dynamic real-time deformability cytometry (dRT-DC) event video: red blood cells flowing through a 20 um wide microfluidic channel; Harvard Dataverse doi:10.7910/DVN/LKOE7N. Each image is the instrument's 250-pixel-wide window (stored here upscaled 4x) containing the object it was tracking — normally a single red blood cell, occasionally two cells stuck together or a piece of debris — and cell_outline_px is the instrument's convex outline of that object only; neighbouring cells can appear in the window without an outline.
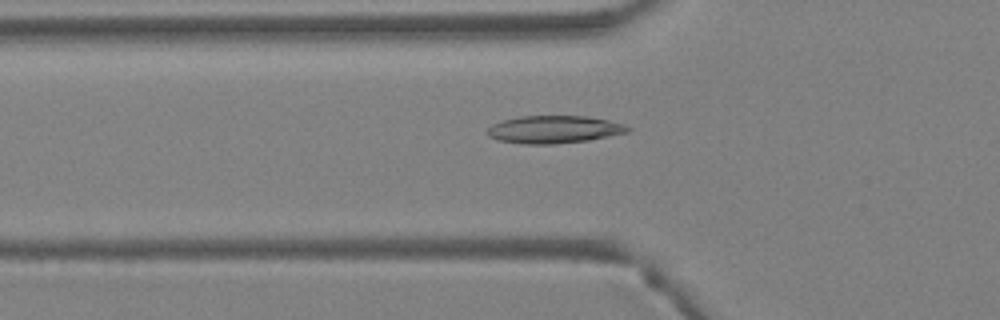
{"species": "Egyptian fruit bat (a non-hibernating species)", "species_latin": "Rousettus aegyptiacus", "temperature_condition": "warm", "stored_images_in_passage": 4, "camera_frame_rate_fps": 3000, "um_per_image_px": 0.085, "animal": {"sex": "female"}, "frame": {"image": 1, "passage_image": 4, "time_ms": 1.0, "image_size_px": [1000, 320], "cell_outline_px": [[632, 128], [628, 132], [588, 140], [552, 144], [524, 144], [496, 140], [488, 136], [488, 128], [492, 124], [504, 120], [520, 116], [588, 116], [608, 120], [624, 124]], "centroid_in_image_um": [47.09, 11.0], "position_along_channel_um": 78.7, "area_um2": 22.54}}